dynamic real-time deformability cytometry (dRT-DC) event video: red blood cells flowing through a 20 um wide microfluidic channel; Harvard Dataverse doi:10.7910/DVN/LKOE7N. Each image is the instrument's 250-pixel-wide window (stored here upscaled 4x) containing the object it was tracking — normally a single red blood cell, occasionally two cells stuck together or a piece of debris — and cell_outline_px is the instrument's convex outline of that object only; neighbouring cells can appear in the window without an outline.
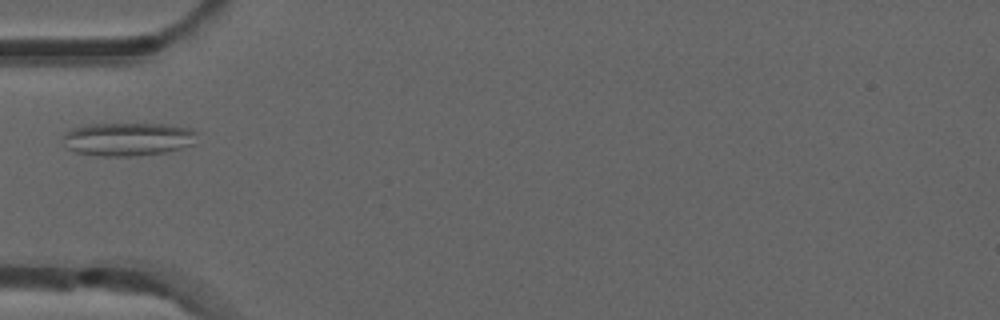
{"species": "common noctule bat (a hibernating species)", "species_latin": "Nyctalus noctula", "temperature_condition": "room temperature", "stored_images_in_passage": 5, "camera_frame_rate_fps": 3000, "um_per_image_px": 0.085, "animal": {"sex": "male", "forearm_length_mm": 52.5}, "frame": {"image": 1, "passage_image": 5, "time_ms": 1.333, "image_size_px": [1000, 320], "cell_outline_px": [[196, 144], [164, 152], [136, 156], [100, 156], [76, 152], [64, 148], [64, 132], [72, 128], [88, 124], [160, 124], [192, 128], [196, 132]], "centroid_in_image_um": [10.85, 11.83], "position_along_channel_um": 74.1, "area_um2": 26.18}}